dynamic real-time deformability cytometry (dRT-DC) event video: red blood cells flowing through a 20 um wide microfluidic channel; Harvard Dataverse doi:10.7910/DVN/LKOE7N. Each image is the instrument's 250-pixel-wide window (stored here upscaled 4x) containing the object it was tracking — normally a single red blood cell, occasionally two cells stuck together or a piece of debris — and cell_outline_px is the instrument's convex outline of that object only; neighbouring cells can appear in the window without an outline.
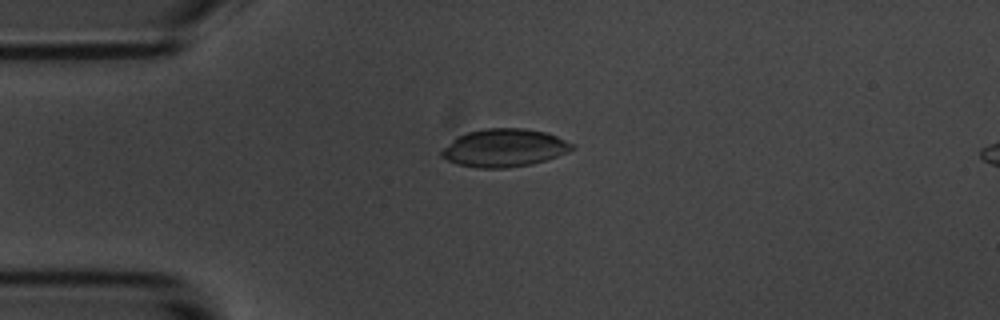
{"species": "common noctule bat (a hibernating species)", "species_latin": "Nyctalus noctula", "temperature_condition": "room temperature", "stored_images_in_passage": 49, "camera_frame_rate_fps": 3000, "um_per_image_px": 0.085, "animal": {"sex": "male", "body_mass_g": 20.1, "forearm_length_mm": 53.5}, "frame": {"image": 1, "passage_image": 7, "time_ms": 2.0, "image_size_px": [1000, 320], "cell_outline_px": [[576, 148], [568, 152], [532, 164], [504, 168], [480, 168], [456, 164], [440, 156], [440, 152], [456, 136], [468, 132], [484, 128], [524, 128], [548, 132], [576, 144]], "centroid_in_image_um": [42.89, 12.56], "position_along_channel_um": 42.1, "area_um2": 29.02}}
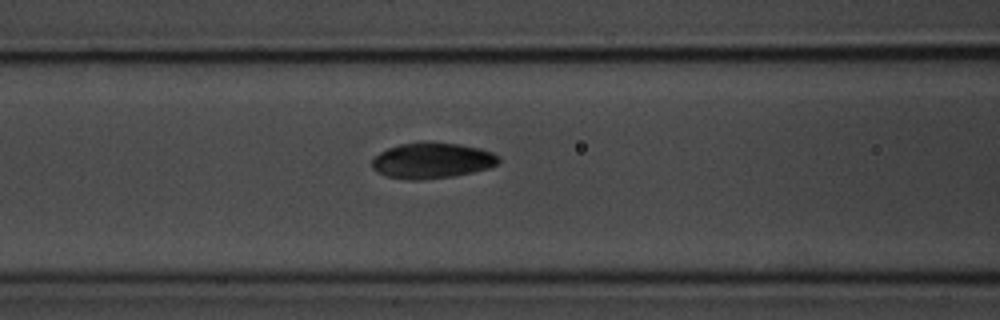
{"frame": {"image": 2, "passage_image": 16, "time_ms": 5.0, "image_size_px": [1000, 320], "cell_outline_px": [[500, 160], [496, 164], [488, 168], [472, 172], [452, 176], [420, 180], [408, 180], [388, 176], [376, 172], [372, 168], [372, 160], [380, 152], [388, 148], [400, 144], [420, 140], [460, 144], [480, 148], [492, 152]], "centroid_in_image_um": [36.69, 13.63], "position_along_channel_um": 129.9, "area_um2": 26.53}}
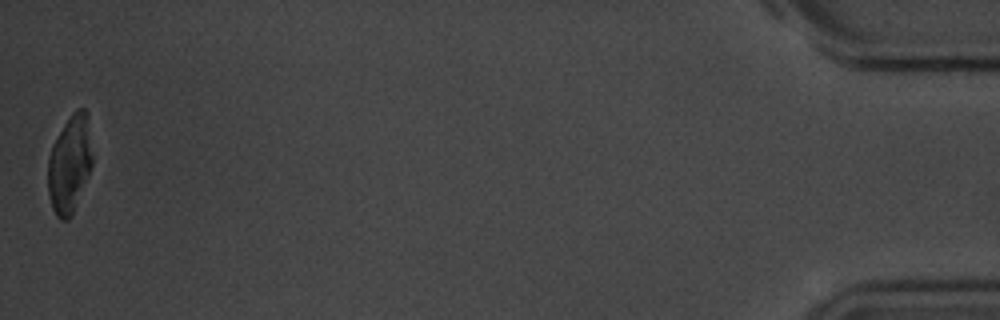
{"frame": {"image": 3, "passage_image": 49, "time_ms": 16.0, "image_size_px": [1000, 320], "cell_outline_px": [[92, 164], [88, 176], [72, 216], [68, 220], [60, 220], [56, 216], [52, 208], [48, 192], [48, 156], [52, 144], [64, 124], [72, 112], [76, 108], [84, 108], [88, 112], [92, 156]], "centroid_in_image_um": [5.92, 13.94], "position_along_channel_um": 429.3, "area_um2": 25.55}, "authors_computed_cell_mechanics": {"area_um2": 26.5302, "velocity_mm_per_s": 3.5886, "shape_relaxation_time_tau1_ms": 2.418, "shape_relaxation_time_tau2_ms": null, "deformation_change_tau1": 0.0601, "deformation_change_tau2": null}}